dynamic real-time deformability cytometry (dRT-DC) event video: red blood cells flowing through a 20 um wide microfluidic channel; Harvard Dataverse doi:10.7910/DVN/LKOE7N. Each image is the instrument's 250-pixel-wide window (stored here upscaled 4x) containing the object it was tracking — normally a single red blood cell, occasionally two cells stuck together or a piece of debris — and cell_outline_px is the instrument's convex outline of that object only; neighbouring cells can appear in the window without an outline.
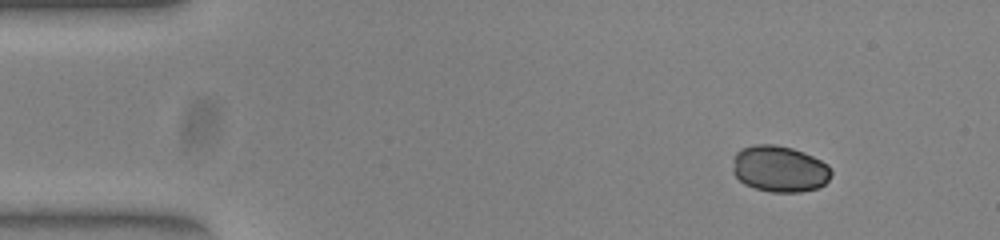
{"species": "common noctule bat (a hibernating species)", "species_latin": "Nyctalus noctula", "temperature_condition": "warm", "stored_images_in_passage": 47, "camera_frame_rate_fps": 3000, "um_per_image_px": 0.085, "animal": {"sex": "female", "body_mass_g": 23.0, "forearm_length_mm": 53.4}, "frame": {"image": 1, "passage_image": 1, "time_ms": 0.0, "image_size_px": [1000, 240], "cell_outline_px": [[832, 172], [828, 180], [824, 184], [816, 188], [800, 192], [772, 192], [756, 188], [744, 184], [732, 172], [732, 156], [736, 152], [744, 148], [756, 144], [772, 144], [792, 148], [804, 152], [828, 164]], "centroid_in_image_um": [66.23, 14.35], "position_along_channel_um": 18.8, "area_um2": 26.65}}
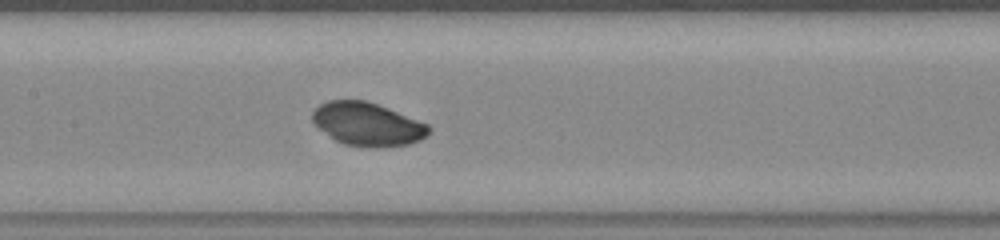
{"frame": {"image": 2, "passage_image": 20, "time_ms": 6.333, "image_size_px": [1000, 240], "cell_outline_px": [[432, 128], [420, 140], [408, 144], [380, 148], [360, 148], [344, 144], [336, 140], [320, 128], [312, 120], [312, 112], [320, 104], [328, 100], [364, 100], [388, 108], [428, 124]], "centroid_in_image_um": [31.24, 10.57], "position_along_channel_um": 176.2, "area_um2": 29.25}}
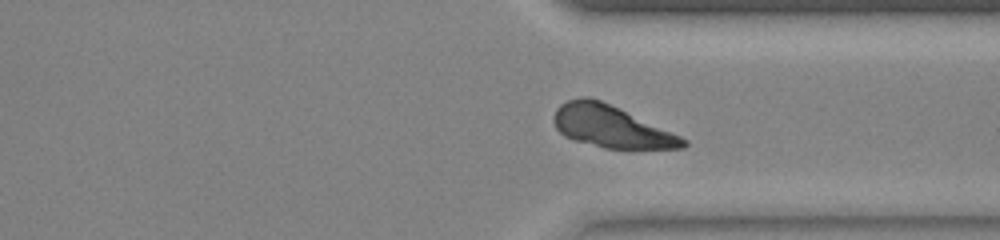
{"frame": {"image": 3, "passage_image": 34, "time_ms": 11.0, "image_size_px": [1000, 240], "cell_outline_px": [[688, 144], [684, 148], [604, 148], [572, 140], [564, 136], [556, 128], [552, 120], [552, 116], [556, 108], [560, 104], [568, 100], [584, 96], [592, 96], [680, 136], [688, 140]], "centroid_in_image_um": [51.88, 10.75], "position_along_channel_um": 359.5, "area_um2": 31.44}}